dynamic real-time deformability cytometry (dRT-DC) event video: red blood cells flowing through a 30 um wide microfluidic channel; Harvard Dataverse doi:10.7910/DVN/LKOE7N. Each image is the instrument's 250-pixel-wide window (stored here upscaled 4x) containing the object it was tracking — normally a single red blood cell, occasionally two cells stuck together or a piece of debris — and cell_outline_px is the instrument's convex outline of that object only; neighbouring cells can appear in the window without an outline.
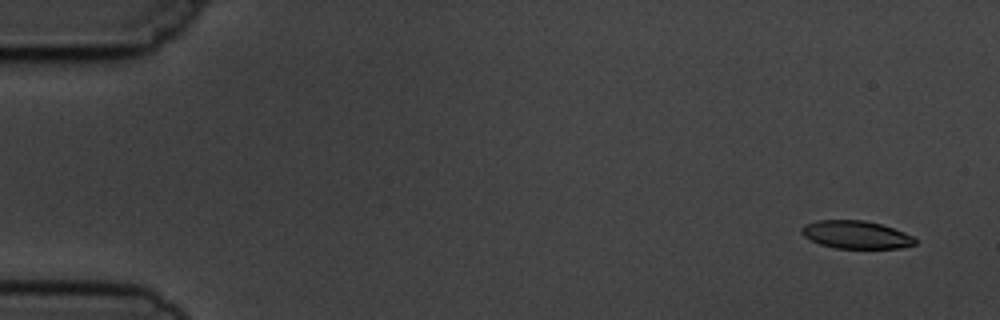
{"species": "common noctule bat (a hibernating species)", "species_latin": "Nyctalus noctula", "temperature_condition": "cold", "stored_images_in_passage": 6, "camera_frame_rate_fps": 3000, "um_per_image_px": 0.085, "animal": {"sex": "male", "body_mass_g": 19.5, "forearm_length_mm": 54.6}, "frame": {"image": 1, "passage_image": 1, "time_ms": 0.0, "image_size_px": [1000, 320], "cell_outline_px": [[916, 244], [900, 248], [836, 248], [820, 244], [804, 236], [800, 232], [800, 228], [804, 224], [816, 220], [864, 220], [880, 224], [904, 232], [912, 236], [916, 240]], "centroid_in_image_um": [72.73, 19.94], "position_along_channel_um": 12.3, "area_um2": 18.38}}
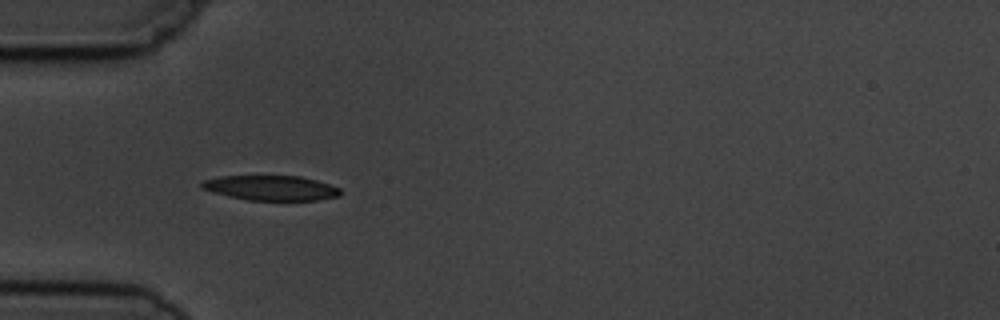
{"frame": {"image": 2, "passage_image": 5, "time_ms": 4.667, "image_size_px": [1000, 320], "cell_outline_px": [[340, 196], [316, 200], [248, 200], [228, 196], [212, 192], [200, 188], [200, 184], [204, 180], [220, 176], [300, 176], [316, 180], [340, 188]], "centroid_in_image_um": [23.01, 15.97], "position_along_channel_um": 62.0, "area_um2": 20.06}}
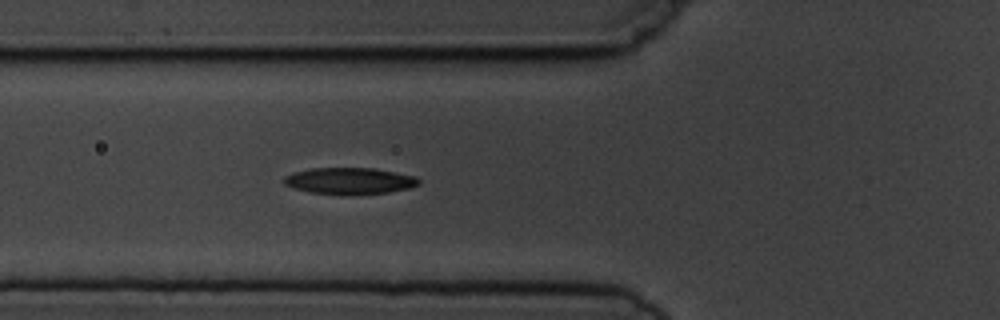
{"frame": {"image": 3, "passage_image": 6, "time_ms": 5.667, "image_size_px": [1000, 320], "cell_outline_px": [[420, 184], [412, 188], [388, 192], [348, 196], [312, 192], [292, 188], [284, 184], [284, 176], [296, 172], [312, 168], [376, 168], [416, 176], [420, 180]], "centroid_in_image_um": [29.76, 15.39], "position_along_channel_um": 96.0, "area_um2": 21.15}}